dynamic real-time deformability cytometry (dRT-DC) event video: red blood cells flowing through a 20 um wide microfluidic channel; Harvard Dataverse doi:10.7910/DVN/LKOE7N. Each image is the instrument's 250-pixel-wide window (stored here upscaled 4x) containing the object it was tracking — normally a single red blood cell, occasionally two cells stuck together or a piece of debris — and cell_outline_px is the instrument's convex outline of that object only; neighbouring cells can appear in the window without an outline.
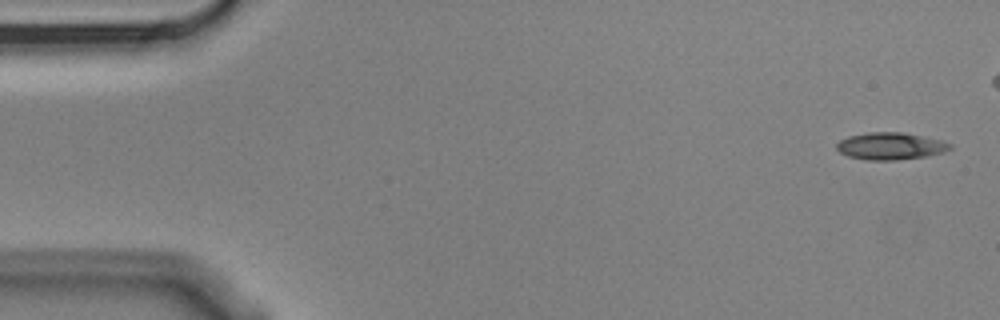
{"species": "Egyptian fruit bat (a non-hibernating species)", "species_latin": "Rousettus aegyptiacus", "temperature_condition": "cold", "stored_images_in_passage": 5, "camera_frame_rate_fps": 3000, "um_per_image_px": 0.085, "animal": {"sex": "male"}, "frame": {"image": 1, "passage_image": 1, "time_ms": 0.0, "image_size_px": [1000, 320], "cell_outline_px": [[952, 148], [944, 152], [928, 156], [896, 160], [864, 160], [848, 156], [840, 152], [836, 148], [836, 144], [840, 140], [848, 136], [868, 132], [900, 132], [940, 140], [952, 144]], "centroid_in_image_um": [75.67, 12.42], "position_along_channel_um": 9.3, "area_um2": 17.92}}